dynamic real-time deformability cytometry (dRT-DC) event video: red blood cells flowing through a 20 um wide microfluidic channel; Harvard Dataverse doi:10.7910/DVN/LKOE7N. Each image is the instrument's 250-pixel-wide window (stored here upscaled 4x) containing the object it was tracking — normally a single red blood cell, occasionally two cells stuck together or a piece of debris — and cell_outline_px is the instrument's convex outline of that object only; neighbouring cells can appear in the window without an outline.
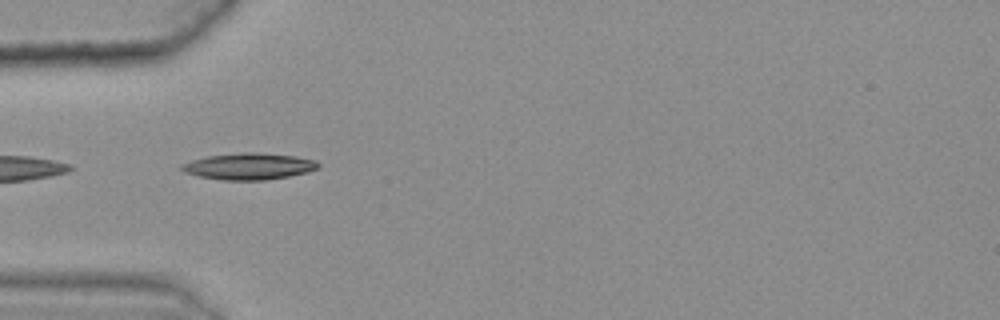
{"species": "common noctule bat (a hibernating species)", "species_latin": "Nyctalus noctula", "temperature_condition": "warm", "stored_images_in_passage": 11, "camera_frame_rate_fps": 3000, "um_per_image_px": 0.085, "animal": {"sex": "female", "body_mass_g": 25.1}, "frame": {"image": 1, "passage_image": 1, "time_ms": 0.0, "image_size_px": [1000, 320], "cell_outline_px": [[320, 168], [308, 172], [288, 176], [264, 180], [224, 180], [200, 176], [184, 172], [180, 168], [180, 164], [192, 160], [208, 156], [244, 152], [256, 152], [296, 156], [316, 160], [320, 164]], "centroid_in_image_um": [21.19, 14.13], "position_along_channel_um": 63.8, "area_um2": 21.1}}
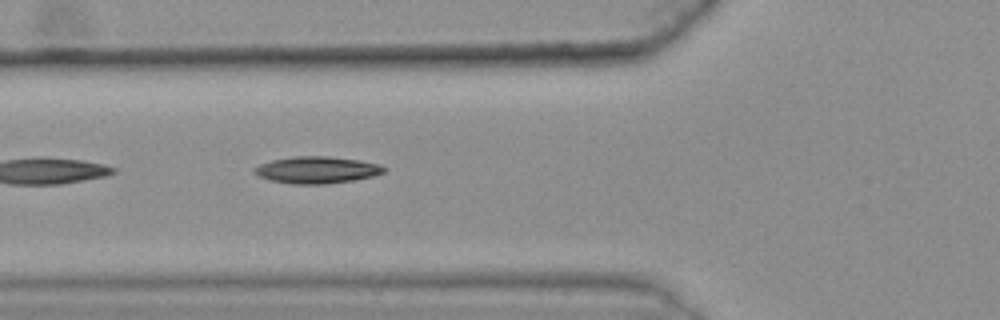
{"frame": {"image": 2, "passage_image": 4, "time_ms": 1.0, "image_size_px": [1000, 320], "cell_outline_px": [[384, 172], [372, 176], [352, 180], [324, 184], [292, 184], [272, 180], [260, 176], [252, 172], [252, 168], [260, 164], [272, 160], [292, 156], [328, 156], [360, 160], [380, 164], [384, 168]], "centroid_in_image_um": [26.9, 14.43], "position_along_channel_um": 98.9, "area_um2": 20.17}}